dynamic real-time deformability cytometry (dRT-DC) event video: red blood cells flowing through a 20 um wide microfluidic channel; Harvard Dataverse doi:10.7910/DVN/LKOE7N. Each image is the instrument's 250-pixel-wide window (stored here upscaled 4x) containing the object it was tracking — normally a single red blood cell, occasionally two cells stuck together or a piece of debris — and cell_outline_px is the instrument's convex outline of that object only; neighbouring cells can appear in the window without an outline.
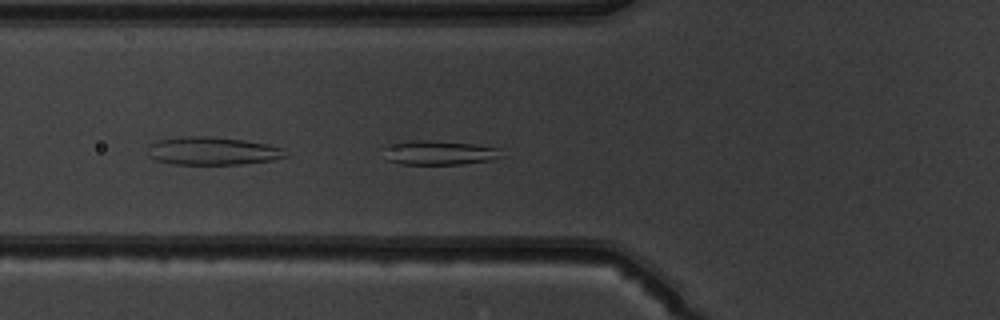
{"species": "common noctule bat (a hibernating species)", "species_latin": "Nyctalus noctula", "temperature_condition": "warm", "stored_images_in_passage": 51, "camera_frame_rate_fps": 3000, "um_per_image_px": 0.085, "animal": {"sex": "male", "body_mass_g": 19.5, "forearm_length_mm": 54.6}, "frame": {"image": 1, "passage_image": 19, "time_ms": 6.0, "image_size_px": [1000, 320], "cell_outline_px": [[500, 156], [492, 160], [460, 164], [400, 164], [388, 160], [380, 148], [388, 144], [412, 140], [428, 140], [472, 144], [500, 148]], "centroid_in_image_um": [37.24, 12.97], "position_along_channel_um": 88.6, "area_um2": 16.7}}
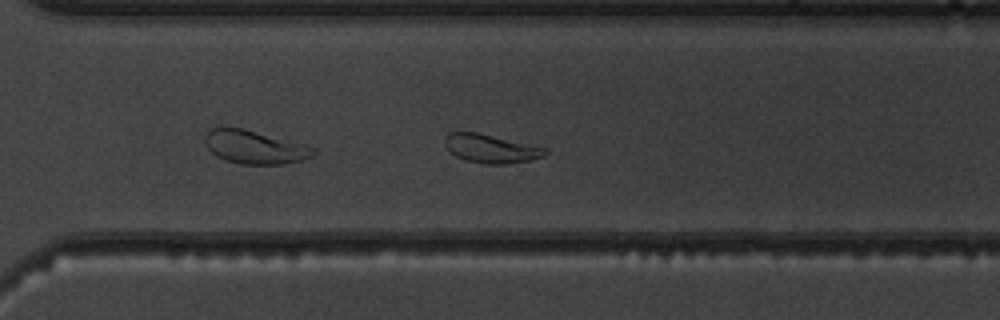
{"frame": {"image": 2, "passage_image": 37, "time_ms": 12.0, "image_size_px": [1000, 320], "cell_outline_px": [[548, 152], [544, 156], [528, 160], [508, 164], [484, 164], [464, 160], [456, 156], [444, 144], [444, 136], [448, 132], [476, 132], [548, 148]], "centroid_in_image_um": [41.72, 12.63], "position_along_channel_um": 328.9, "area_um2": 16.7}}
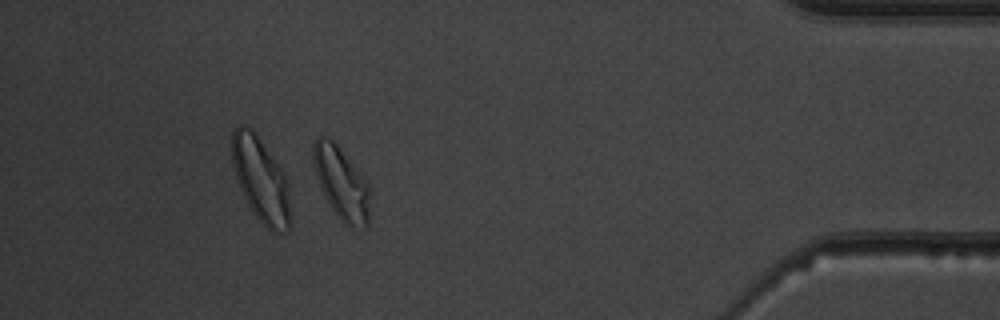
{"frame": {"image": 3, "passage_image": 46, "time_ms": 15.0, "image_size_px": [1000, 320], "cell_outline_px": [[368, 228], [348, 228], [340, 220], [324, 196], [316, 176], [312, 164], [312, 144], [316, 136], [328, 136], [336, 144], [364, 176], [368, 184]], "centroid_in_image_um": [28.98, 15.55], "position_along_channel_um": 406.2, "area_um2": 24.1}, "authors_computed_cell_mechanics": {"area_um2": 20.3456, "velocity_mm_per_s": 4.0063, "shape_relaxation_time_tau1_ms": 4.725, "shape_relaxation_time_tau2_ms": 1.5567, "deformation_change_tau1": 0.1514, "deformation_change_tau2": 0.0789}}